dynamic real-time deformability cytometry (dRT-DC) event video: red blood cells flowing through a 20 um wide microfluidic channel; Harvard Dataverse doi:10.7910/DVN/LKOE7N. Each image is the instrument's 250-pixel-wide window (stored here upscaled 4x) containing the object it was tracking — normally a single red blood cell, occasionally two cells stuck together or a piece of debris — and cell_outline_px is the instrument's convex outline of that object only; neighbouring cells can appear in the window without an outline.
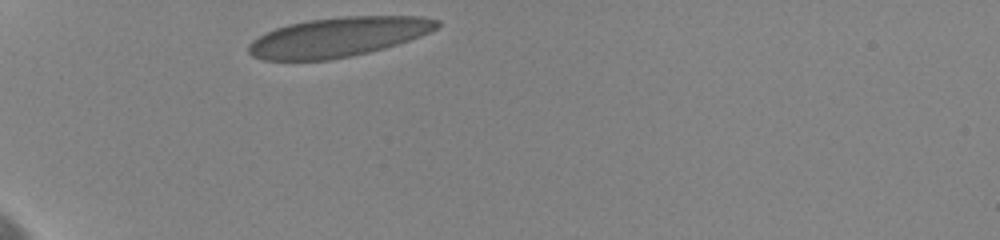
{"species": "human", "species_latin": "Homo sapiens", "temperature_condition": "cold", "stored_images_in_passage": 26, "camera_frame_rate_fps": 3000, "um_per_image_px": 0.085, "donor": {"sex": "female"}, "frame": {"image": 1, "passage_image": 1, "time_ms": 0.0, "image_size_px": [1000, 240], "cell_outline_px": [[440, 24], [436, 28], [420, 36], [384, 48], [352, 56], [328, 60], [264, 60], [252, 56], [248, 52], [248, 44], [252, 40], [276, 28], [288, 24], [308, 20], [344, 16], [424, 16], [440, 20]], "centroid_in_image_um": [28.74, 3.14], "position_along_channel_um": 56.3, "area_um2": 43.23}, "authors_computed_cell_mechanics": {"area_um2": 42.2518, "velocity_mm_per_s": 3.5762, "shape_relaxation_time_tau1_ms": 4.9835, "shape_relaxation_time_tau2_ms": null, "deformation_change_tau1": 0.1569, "deformation_change_tau2": null}}